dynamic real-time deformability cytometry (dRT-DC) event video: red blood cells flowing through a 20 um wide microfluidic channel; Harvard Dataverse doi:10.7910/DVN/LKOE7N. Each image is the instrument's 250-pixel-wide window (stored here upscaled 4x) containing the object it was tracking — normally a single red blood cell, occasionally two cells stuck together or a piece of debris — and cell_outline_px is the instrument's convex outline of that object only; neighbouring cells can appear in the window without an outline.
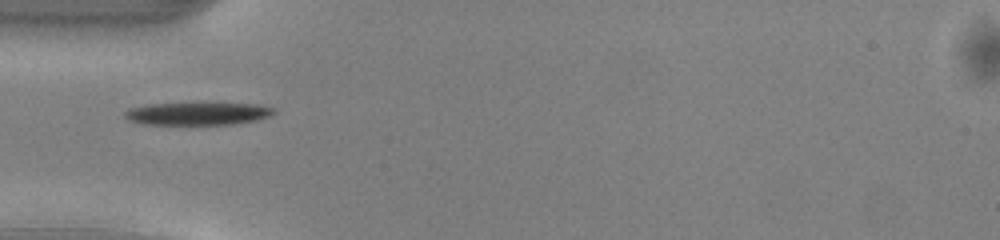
{"species": "common noctule bat (a hibernating species)", "species_latin": "Nyctalus noctula", "temperature_condition": "warm", "stored_images_in_passage": 33, "camera_frame_rate_fps": 3000, "um_per_image_px": 0.085, "animal": {"sex": "male", "body_mass_g": 13.0, "forearm_length_mm": 53.1}, "frame": {"image": 1, "passage_image": 1, "time_ms": 0.0, "image_size_px": [1000, 240], "cell_outline_px": [[276, 112], [268, 116], [256, 120], [232, 124], [144, 124], [128, 120], [124, 116], [124, 112], [128, 108], [148, 104], [260, 104], [276, 108]], "centroid_in_image_um": [16.79, 9.66], "position_along_channel_um": 68.2, "area_um2": 19.42}}
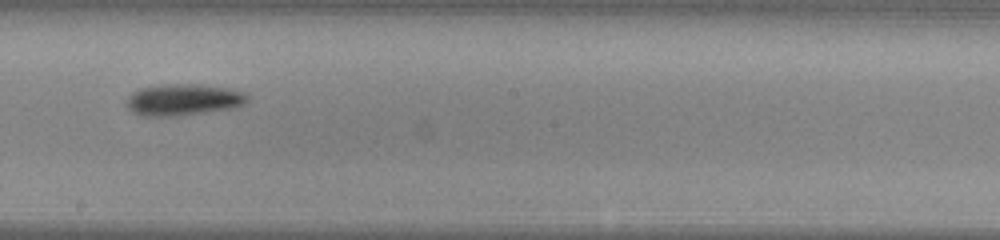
{"frame": {"image": 2, "passage_image": 13, "time_ms": 4.0, "image_size_px": [1000, 240], "cell_outline_px": [[248, 100], [244, 104], [236, 108], [176, 116], [144, 116], [132, 112], [128, 108], [128, 96], [132, 92], [140, 88], [164, 84], [196, 84], [228, 88], [244, 92], [248, 96]], "centroid_in_image_um": [15.6, 8.48], "position_along_channel_um": 232.6, "area_um2": 22.25}}
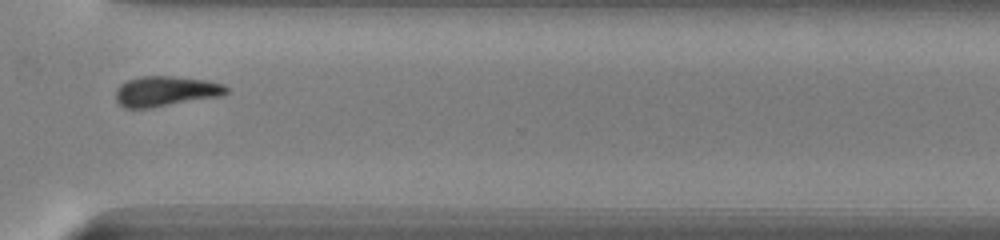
{"frame": {"image": 3, "passage_image": 22, "time_ms": 7.0, "image_size_px": [1000, 240], "cell_outline_px": [[228, 92], [224, 96], [152, 108], [124, 108], [116, 100], [116, 88], [120, 84], [128, 80], [140, 76], [172, 76], [208, 80], [224, 84], [228, 88]], "centroid_in_image_um": [14.12, 7.76], "position_along_channel_um": 356.5, "area_um2": 19.83}, "authors_computed_cell_mechanics": {"area_um2": 19.941, "velocity_mm_per_s": 4.1306, "shape_relaxation_time_tau1_ms": 2.452, "shape_relaxation_time_tau2_ms": null, "deformation_change_tau1": 0.1255, "deformation_change_tau2": null}}